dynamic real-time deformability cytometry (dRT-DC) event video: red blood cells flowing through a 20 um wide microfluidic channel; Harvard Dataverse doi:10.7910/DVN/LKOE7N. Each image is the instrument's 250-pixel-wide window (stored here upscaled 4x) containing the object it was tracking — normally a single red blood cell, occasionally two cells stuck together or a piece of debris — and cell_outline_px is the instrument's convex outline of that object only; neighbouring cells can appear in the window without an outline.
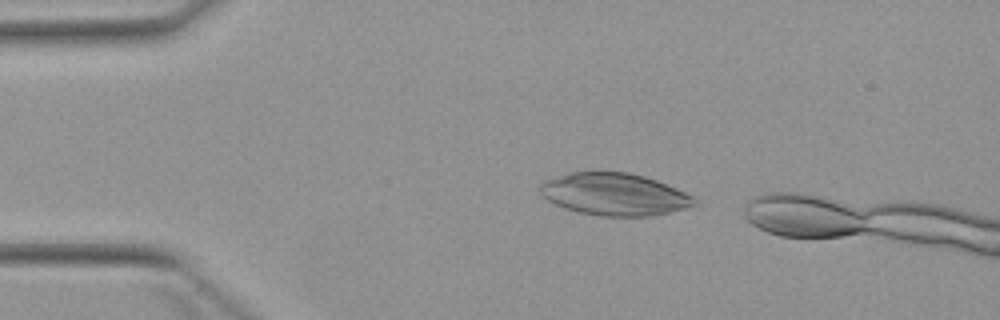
{"species": "Egyptian fruit bat (a non-hibernating species)", "species_latin": "Rousettus aegyptiacus", "temperature_condition": "warm", "stored_images_in_passage": 2, "camera_frame_rate_fps": 3000, "um_per_image_px": 0.085, "animal": {"sex": "female"}, "frame": {"image": 1, "passage_image": 1, "time_ms": 0.0, "image_size_px": [1000, 320], "cell_outline_px": [[696, 204], [684, 208], [652, 216], [600, 216], [580, 212], [564, 208], [548, 200], [540, 192], [540, 180], [568, 172], [628, 172], [644, 176], [656, 180], [696, 196]], "centroid_in_image_um": [52.2, 16.5], "position_along_channel_um": 32.8, "area_um2": 38.09}}